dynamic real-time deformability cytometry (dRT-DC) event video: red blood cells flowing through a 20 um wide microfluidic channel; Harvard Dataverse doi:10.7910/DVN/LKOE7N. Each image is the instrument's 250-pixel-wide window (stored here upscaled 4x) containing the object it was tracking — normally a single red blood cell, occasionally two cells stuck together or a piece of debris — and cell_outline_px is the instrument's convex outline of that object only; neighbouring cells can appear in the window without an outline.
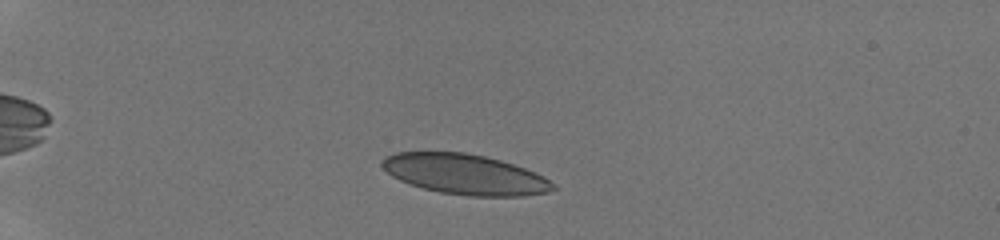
{"species": "human", "species_latin": "Homo sapiens", "temperature_condition": "room temperature", "stored_images_in_passage": 22, "camera_frame_rate_fps": 3000, "um_per_image_px": 0.085, "donor": {"sex": "male"}, "frame": {"image": 1, "passage_image": 5, "time_ms": 1.667, "image_size_px": [1000, 240], "cell_outline_px": [[556, 188], [548, 192], [524, 196], [468, 196], [440, 192], [424, 188], [400, 180], [392, 176], [380, 164], [388, 156], [396, 152], [464, 152], [484, 156], [500, 160], [536, 172], [556, 184]], "centroid_in_image_um": [39.57, 14.82], "position_along_channel_um": 45.4, "area_um2": 39.82}}
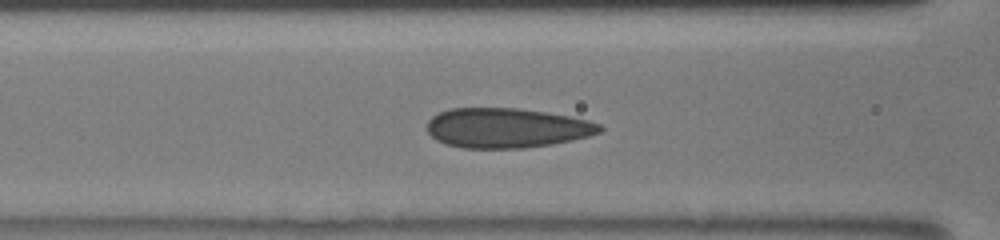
{"frame": {"image": 2, "passage_image": 14, "time_ms": 5.0, "image_size_px": [1000, 240], "cell_outline_px": [[604, 128], [600, 132], [588, 136], [572, 140], [552, 144], [524, 148], [460, 148], [444, 144], [436, 140], [428, 132], [428, 120], [432, 116], [448, 108], [520, 108], [568, 116], [588, 120], [600, 124]], "centroid_in_image_um": [43.05, 10.88], "position_along_channel_um": 123.6, "area_um2": 40.11}}
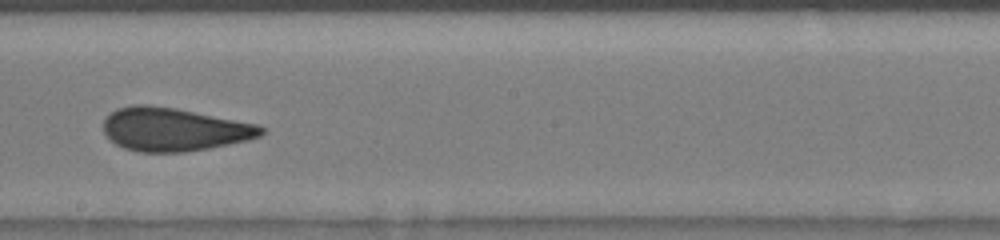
{"frame": {"image": 3, "passage_image": 20, "time_ms": 7.667, "image_size_px": [1000, 240], "cell_outline_px": [[264, 132], [260, 136], [248, 140], [208, 148], [184, 152], [140, 152], [124, 148], [116, 144], [104, 132], [104, 116], [116, 108], [132, 104], [148, 104], [176, 108], [260, 124], [264, 128]], "centroid_in_image_um": [14.78, 10.98], "position_along_channel_um": 233.4, "area_um2": 40.06}}